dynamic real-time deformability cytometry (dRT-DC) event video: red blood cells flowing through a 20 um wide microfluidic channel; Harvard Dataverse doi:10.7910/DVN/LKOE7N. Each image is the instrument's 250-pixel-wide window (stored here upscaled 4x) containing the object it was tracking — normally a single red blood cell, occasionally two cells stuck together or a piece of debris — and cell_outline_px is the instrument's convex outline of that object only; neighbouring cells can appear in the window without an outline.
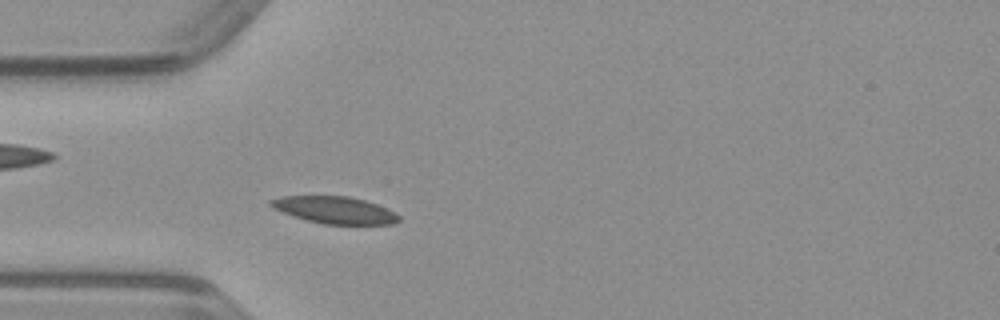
{"species": "common noctule bat (a hibernating species)", "species_latin": "Nyctalus noctula", "temperature_condition": "warm", "stored_images_in_passage": 43, "camera_frame_rate_fps": 3000, "um_per_image_px": 0.085, "animal": {"sex": "male", "body_mass_g": 23.1, "forearm_length_mm": 52.7}, "frame": {"image": 1, "passage_image": 8, "time_ms": 2.333, "image_size_px": [1000, 320], "cell_outline_px": [[400, 220], [396, 224], [324, 224], [308, 220], [272, 208], [268, 204], [268, 200], [280, 196], [348, 196], [364, 200], [376, 204], [400, 216]], "centroid_in_image_um": [28.43, 17.84], "position_along_channel_um": 56.6, "area_um2": 19.94}}
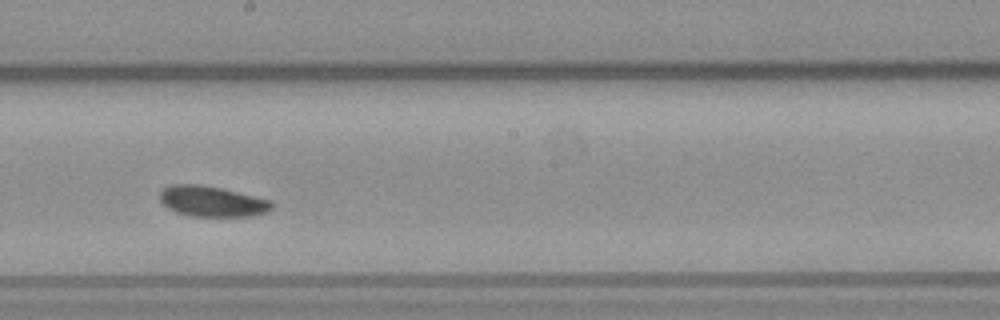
{"frame": {"image": 2, "passage_image": 21, "time_ms": 6.667, "image_size_px": [1000, 320], "cell_outline_px": [[272, 208], [268, 212], [248, 216], [192, 216], [176, 212], [168, 208], [160, 200], [160, 192], [168, 184], [200, 184], [220, 188], [272, 200]], "centroid_in_image_um": [18.01, 17.11], "position_along_channel_um": 230.2, "area_um2": 19.88}}
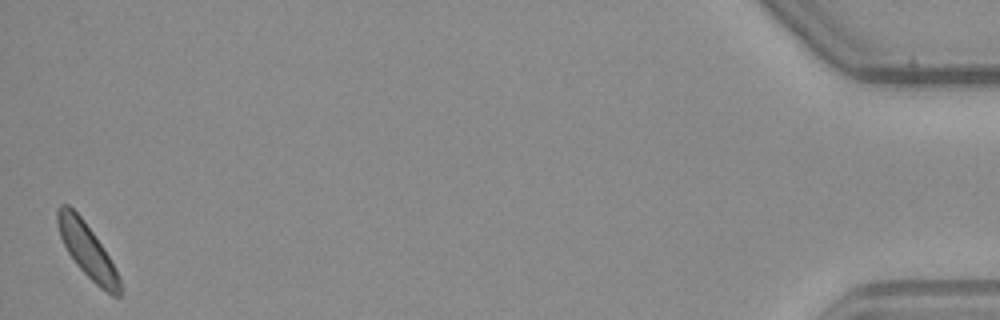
{"frame": {"image": 3, "passage_image": 43, "time_ms": 14.0, "image_size_px": [1000, 320], "cell_outline_px": [[120, 296], [112, 296], [100, 288], [76, 264], [68, 252], [60, 236], [56, 224], [56, 208], [60, 204], [68, 204], [84, 220], [116, 268], [120, 280]], "centroid_in_image_um": [7.38, 21.26], "position_along_channel_um": 427.8, "area_um2": 19.36}}